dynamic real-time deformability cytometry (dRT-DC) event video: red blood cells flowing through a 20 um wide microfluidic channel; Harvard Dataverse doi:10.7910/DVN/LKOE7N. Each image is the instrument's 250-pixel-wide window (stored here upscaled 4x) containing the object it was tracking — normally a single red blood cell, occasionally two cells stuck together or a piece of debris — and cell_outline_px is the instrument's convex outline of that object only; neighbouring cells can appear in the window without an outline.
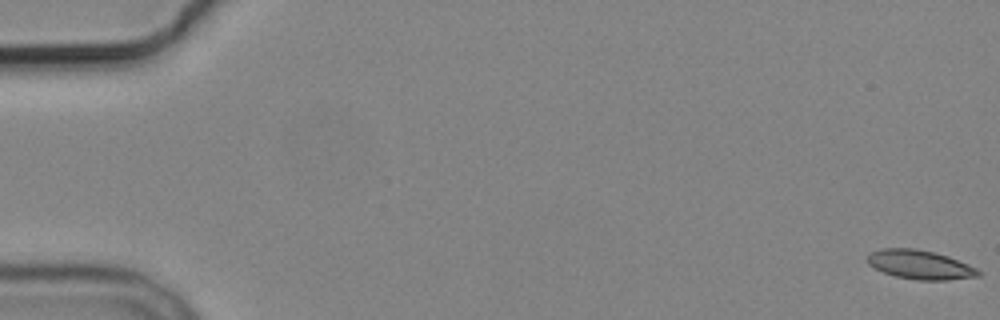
{"species": "common noctule bat (a hibernating species)", "species_latin": "Nyctalus noctula", "temperature_condition": "cold", "stored_images_in_passage": 2, "camera_frame_rate_fps": 3000, "um_per_image_px": 0.085, "animal": {"sex": "male", "body_mass_g": 19.2, "forearm_length_mm": 51.8}, "frame": {"image": 1, "passage_image": 1, "time_ms": 0.0, "image_size_px": [1000, 320], "cell_outline_px": [[984, 272], [980, 276], [948, 280], [916, 280], [896, 276], [884, 272], [868, 264], [868, 256], [872, 252], [884, 248], [916, 248], [948, 256], [968, 264]], "centroid_in_image_um": [78.26, 22.5], "position_along_channel_um": 6.7, "area_um2": 18.67}}